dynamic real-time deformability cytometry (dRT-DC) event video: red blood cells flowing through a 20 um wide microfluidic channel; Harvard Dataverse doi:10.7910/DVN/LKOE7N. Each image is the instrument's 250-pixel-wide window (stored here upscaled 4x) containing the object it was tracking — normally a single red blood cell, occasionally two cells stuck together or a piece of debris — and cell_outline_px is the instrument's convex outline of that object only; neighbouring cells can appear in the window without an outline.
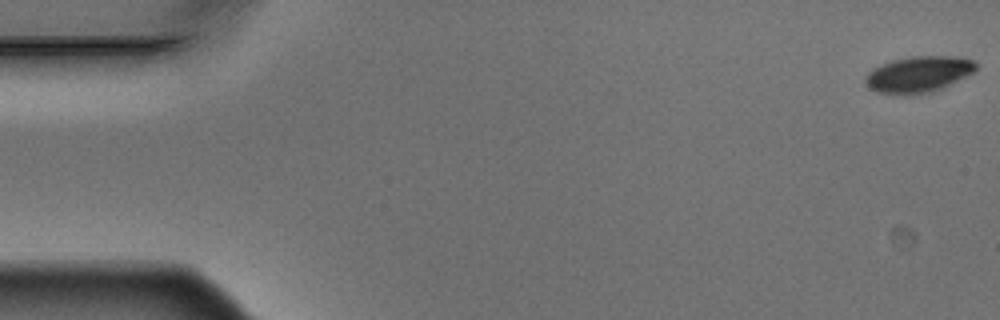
{"species": "Egyptian fruit bat (a non-hibernating species)", "species_latin": "Rousettus aegyptiacus", "temperature_condition": "warm", "stored_images_in_passage": 6, "camera_frame_rate_fps": 3000, "um_per_image_px": 0.085, "animal": {"sex": "male"}, "frame": {"image": 1, "passage_image": 1, "time_ms": 0.0, "image_size_px": [1000, 320], "cell_outline_px": [[976, 68], [972, 72], [932, 92], [900, 96], [876, 92], [868, 88], [864, 80], [864, 76], [872, 68], [880, 64], [892, 60], [908, 56], [956, 56], [972, 60], [976, 64]], "centroid_in_image_um": [77.96, 6.32], "position_along_channel_um": 7.0, "area_um2": 23.41}}
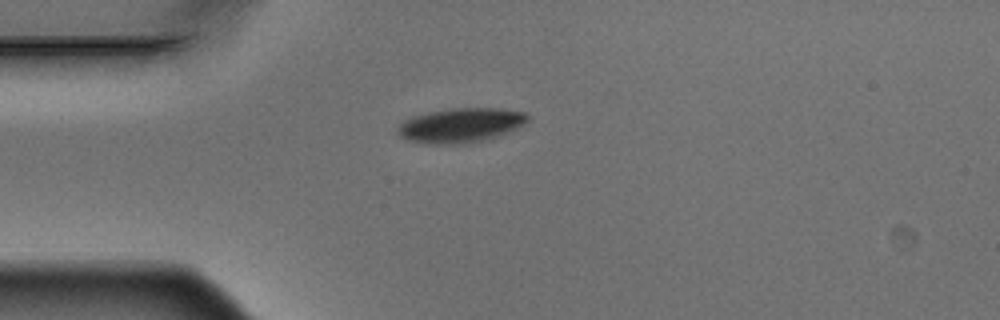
{"frame": {"image": 2, "passage_image": 5, "time_ms": 1.333, "image_size_px": [1000, 320], "cell_outline_px": [[528, 120], [524, 124], [500, 136], [480, 140], [456, 144], [428, 144], [408, 140], [400, 136], [396, 132], [396, 128], [404, 120], [412, 116], [428, 112], [452, 108], [500, 108], [524, 112], [528, 116]], "centroid_in_image_um": [39.12, 10.64], "position_along_channel_um": 45.9, "area_um2": 26.07}}
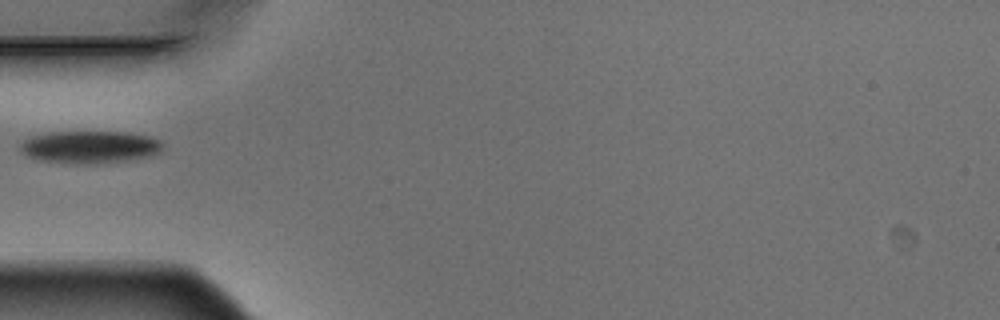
{"frame": {"image": 3, "passage_image": 6, "time_ms": 1.667, "image_size_px": [1000, 320], "cell_outline_px": [[164, 144], [160, 152], [148, 156], [128, 160], [96, 164], [88, 164], [44, 160], [28, 156], [20, 148], [20, 144], [24, 140], [32, 136], [48, 132], [124, 132], [148, 136], [160, 140]], "centroid_in_image_um": [7.68, 12.48], "position_along_channel_um": 77.3, "area_um2": 26.59}}